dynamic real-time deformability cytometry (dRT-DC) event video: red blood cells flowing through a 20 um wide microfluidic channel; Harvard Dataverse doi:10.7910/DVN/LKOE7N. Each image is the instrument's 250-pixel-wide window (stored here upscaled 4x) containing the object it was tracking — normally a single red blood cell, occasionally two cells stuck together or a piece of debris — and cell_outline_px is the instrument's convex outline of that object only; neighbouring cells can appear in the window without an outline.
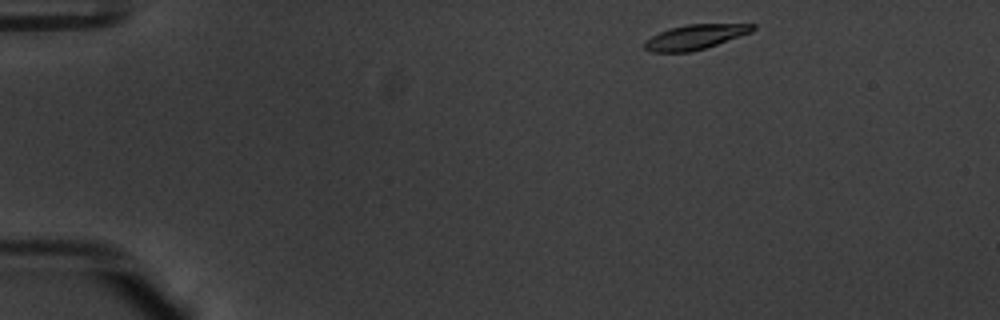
{"species": "common noctule bat (a hibernating species)", "species_latin": "Nyctalus noctula", "temperature_condition": "warm", "stored_images_in_passage": 47, "camera_frame_rate_fps": 3000, "um_per_image_px": 0.085, "animal": {"sex": "male", "body_mass_g": 20.1, "forearm_length_mm": 53.5}, "frame": {"image": 1, "passage_image": 1, "time_ms": 0.0, "image_size_px": [1000, 320], "cell_outline_px": [[756, 28], [752, 32], [704, 48], [688, 52], [652, 52], [644, 48], [644, 40], [660, 32], [684, 24], [756, 24]], "centroid_in_image_um": [59.08, 3.14], "position_along_channel_um": 25.9, "area_um2": 15.43}}
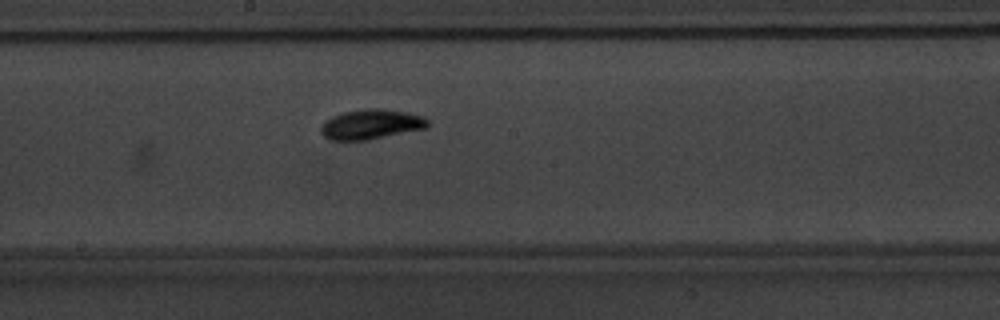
{"frame": {"image": 2, "passage_image": 23, "time_ms": 7.333, "image_size_px": [1000, 320], "cell_outline_px": [[428, 124], [424, 128], [368, 140], [332, 140], [324, 136], [320, 132], [320, 128], [324, 120], [332, 116], [344, 112], [368, 108], [384, 108], [408, 112], [420, 116], [428, 120]], "centroid_in_image_um": [31.49, 10.55], "position_along_channel_um": 216.7, "area_um2": 18.5}}
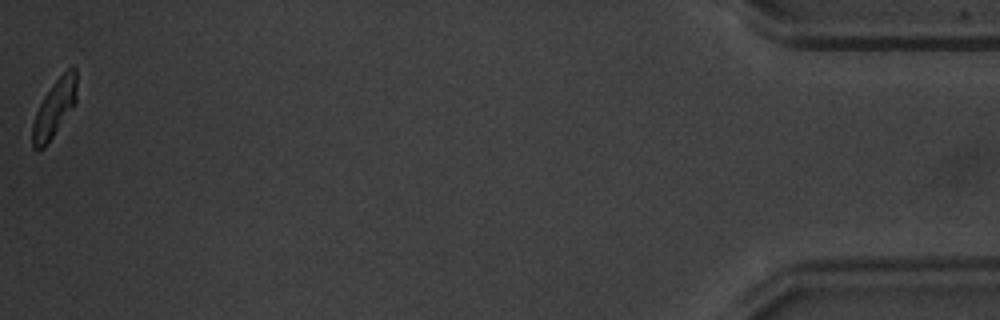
{"frame": {"image": 3, "passage_image": 47, "time_ms": 15.333, "image_size_px": [1000, 320], "cell_outline_px": [[76, 104], [44, 148], [32, 148], [32, 124], [36, 112], [44, 96], [52, 84], [72, 64], [76, 68]], "centroid_in_image_um": [4.64, 9.19], "position_along_channel_um": 430.6, "area_um2": 14.74}, "authors_computed_cell_mechanics": {"area_um2": 16.5308, "velocity_mm_per_s": 3.7596, "shape_relaxation_time_tau1_ms": 2.1046, "shape_relaxation_time_tau2_ms": 2.8673, "deformation_change_tau1": 0.1605, "deformation_change_tau2": 0.079}}